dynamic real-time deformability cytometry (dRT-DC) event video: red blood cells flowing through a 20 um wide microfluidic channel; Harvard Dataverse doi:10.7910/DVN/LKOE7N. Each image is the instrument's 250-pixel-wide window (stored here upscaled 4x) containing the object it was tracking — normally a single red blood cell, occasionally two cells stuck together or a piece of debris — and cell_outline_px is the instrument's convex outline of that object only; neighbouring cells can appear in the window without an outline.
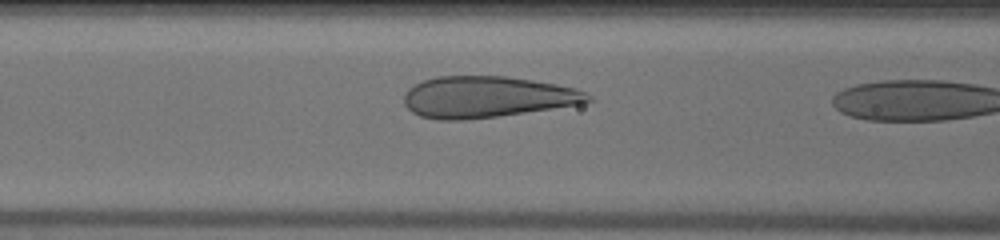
{"species": "human", "species_latin": "Homo sapiens", "temperature_condition": "warm", "stored_images_in_passage": 11, "camera_frame_rate_fps": 3000, "um_per_image_px": 0.085, "donor": {"sex": "male"}, "frame": {"image": 1, "passage_image": 10, "time_ms": 3.0, "image_size_px": [1000, 240], "cell_outline_px": [[592, 100], [580, 104], [496, 116], [464, 120], [440, 120], [420, 116], [412, 112], [404, 104], [404, 92], [408, 88], [424, 80], [436, 76], [504, 76], [532, 80], [556, 84], [576, 88], [592, 96]], "centroid_in_image_um": [41.35, 8.24], "position_along_channel_um": 125.2, "area_um2": 44.1}}